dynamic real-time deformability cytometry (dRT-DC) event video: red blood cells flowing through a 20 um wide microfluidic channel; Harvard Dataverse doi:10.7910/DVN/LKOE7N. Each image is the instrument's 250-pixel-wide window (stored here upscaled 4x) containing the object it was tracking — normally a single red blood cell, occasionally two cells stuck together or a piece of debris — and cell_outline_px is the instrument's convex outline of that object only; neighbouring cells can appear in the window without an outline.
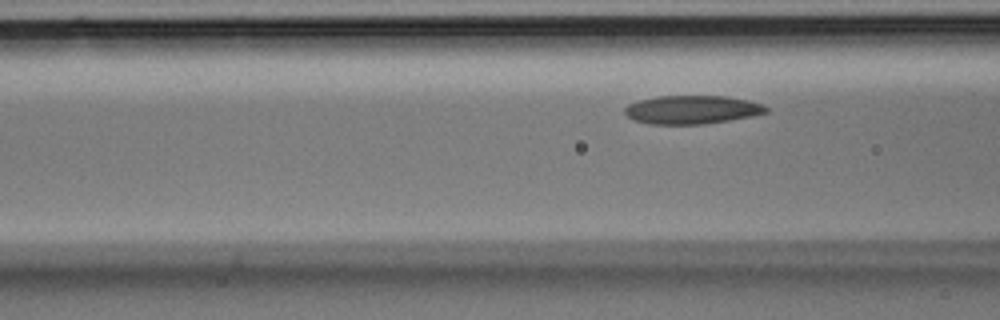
{"species": "Egyptian fruit bat (a non-hibernating species)", "species_latin": "Rousettus aegyptiacus", "temperature_condition": "room temperature", "stored_images_in_passage": 5, "camera_frame_rate_fps": 3000, "um_per_image_px": 0.085, "animal": {"sex": "male"}, "frame": {"image": 1, "passage_image": 5, "time_ms": 1.333, "image_size_px": [1000, 320], "cell_outline_px": [[768, 112], [752, 116], [704, 124], [648, 124], [632, 120], [624, 112], [624, 108], [628, 104], [640, 100], [656, 96], [724, 96], [748, 100], [760, 104], [768, 108]], "centroid_in_image_um": [58.78, 9.32], "position_along_channel_um": 107.8, "area_um2": 23.41}}